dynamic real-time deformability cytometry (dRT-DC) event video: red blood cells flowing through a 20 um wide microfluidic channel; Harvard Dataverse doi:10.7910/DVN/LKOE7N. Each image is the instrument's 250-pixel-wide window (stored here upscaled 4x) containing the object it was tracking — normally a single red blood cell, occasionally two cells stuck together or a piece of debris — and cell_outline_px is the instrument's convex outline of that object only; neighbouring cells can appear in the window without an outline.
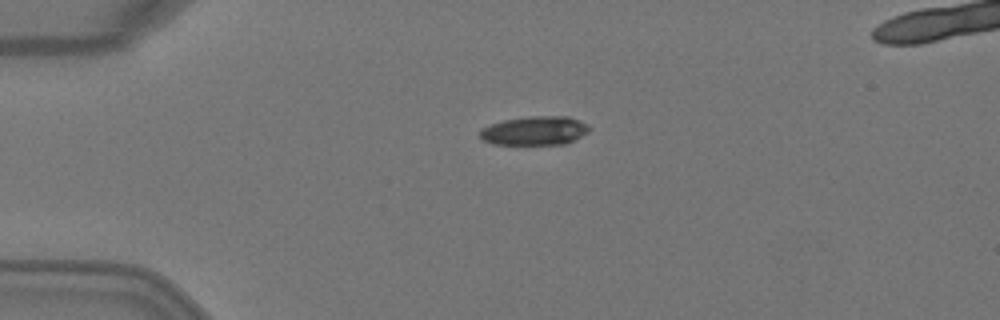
{"species": "Egyptian fruit bat (a non-hibernating species)", "species_latin": "Rousettus aegyptiacus", "temperature_condition": "warm", "stored_images_in_passage": 4, "camera_frame_rate_fps": 3000, "um_per_image_px": 0.085, "animal": {"sex": "female"}, "frame": {"image": 1, "passage_image": 1, "time_ms": 0.0, "image_size_px": [1000, 320], "cell_outline_px": [[592, 128], [588, 132], [564, 144], [492, 144], [484, 140], [480, 136], [480, 128], [504, 120], [528, 116], [568, 116], [588, 124]], "centroid_in_image_um": [45.46, 11.1], "position_along_channel_um": 39.5, "area_um2": 18.32}}
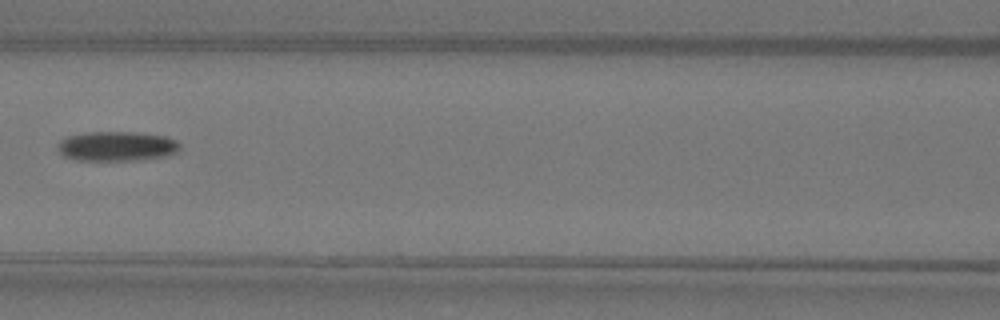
{"frame": {"image": 2, "passage_image": 4, "time_ms": 1.0, "image_size_px": [1000, 320], "cell_outline_px": [[180, 148], [176, 152], [164, 156], [132, 160], [76, 160], [64, 156], [60, 152], [60, 140], [68, 136], [84, 132], [136, 132], [168, 136], [176, 140], [180, 144]], "centroid_in_image_um": [9.95, 12.41], "position_along_channel_um": 156.6, "area_um2": 20.98}}